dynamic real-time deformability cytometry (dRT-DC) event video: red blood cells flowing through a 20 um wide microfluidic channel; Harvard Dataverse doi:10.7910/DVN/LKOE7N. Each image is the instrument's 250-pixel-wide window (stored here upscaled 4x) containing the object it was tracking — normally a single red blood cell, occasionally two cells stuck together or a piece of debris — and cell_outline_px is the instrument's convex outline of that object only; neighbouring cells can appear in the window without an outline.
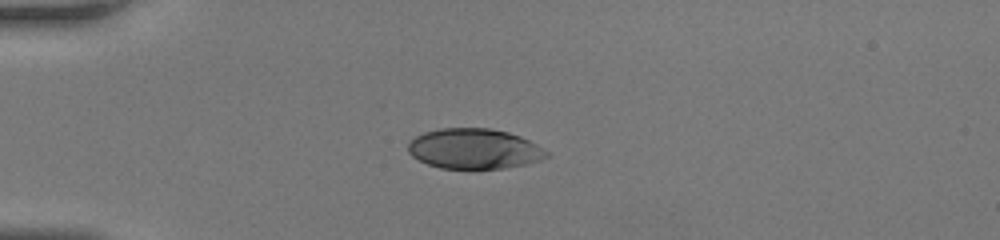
{"species": "human", "species_latin": "Homo sapiens", "temperature_condition": "room temperature", "stored_images_in_passage": 35, "camera_frame_rate_fps": 3000, "um_per_image_px": 0.085, "donor": {"sex": "female"}, "frame": {"image": 1, "passage_image": 1, "time_ms": 0.0, "image_size_px": [1000, 240], "cell_outline_px": [[552, 156], [528, 164], [504, 168], [472, 172], [440, 168], [428, 164], [412, 156], [408, 152], [408, 140], [424, 132], [440, 128], [488, 128], [508, 132], [520, 136], [536, 144], [548, 152]], "centroid_in_image_um": [40.31, 12.69], "position_along_channel_um": 44.7, "area_um2": 33.47}}
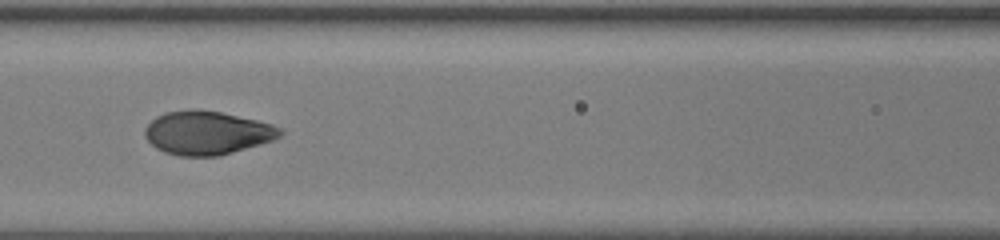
{"frame": {"image": 2, "passage_image": 10, "time_ms": 3.0, "image_size_px": [1000, 240], "cell_outline_px": [[284, 132], [280, 136], [272, 140], [260, 144], [220, 156], [180, 156], [164, 152], [156, 148], [144, 136], [144, 128], [156, 116], [164, 112], [220, 112], [256, 120], [272, 124], [280, 128]], "centroid_in_image_um": [17.6, 11.33], "position_along_channel_um": 149.0, "area_um2": 33.58}}
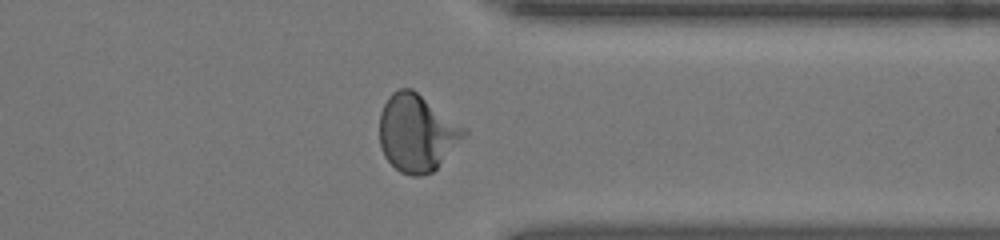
{"frame": {"image": 3, "passage_image": 25, "time_ms": 8.0, "image_size_px": [1000, 240], "cell_outline_px": [[468, 132], [436, 168], [432, 172], [420, 176], [412, 176], [400, 172], [384, 156], [380, 144], [380, 112], [388, 96], [392, 92], [400, 88], [412, 88], [468, 128]], "centroid_in_image_um": [35.44, 11.27], "position_along_channel_um": 376.0, "area_um2": 37.97}}